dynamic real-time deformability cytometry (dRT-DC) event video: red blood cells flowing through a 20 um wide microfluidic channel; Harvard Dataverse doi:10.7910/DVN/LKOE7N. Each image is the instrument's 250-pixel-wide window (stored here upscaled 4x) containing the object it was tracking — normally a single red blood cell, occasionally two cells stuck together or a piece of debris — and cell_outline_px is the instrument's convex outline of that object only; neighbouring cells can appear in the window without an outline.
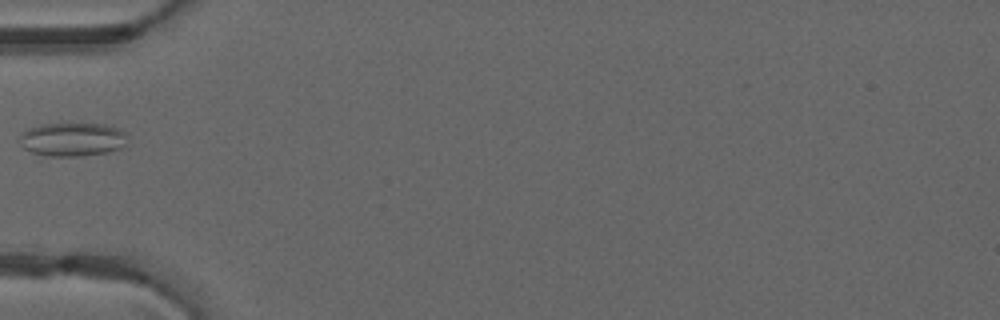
{"species": "common noctule bat (a hibernating species)", "species_latin": "Nyctalus noctula", "temperature_condition": "warm", "stored_images_in_passage": 32, "camera_frame_rate_fps": 3000, "um_per_image_px": 0.085, "animal": {"sex": "male", "forearm_length_mm": 52.5}, "frame": {"image": 1, "passage_image": 1, "time_ms": 0.0, "image_size_px": [1000, 320], "cell_outline_px": [[128, 144], [124, 148], [108, 152], [80, 156], [44, 156], [32, 152], [24, 148], [20, 144], [20, 136], [24, 132], [40, 124], [104, 124], [120, 128], [124, 132]], "centroid_in_image_um": [6.21, 11.86], "position_along_channel_um": 78.8, "area_um2": 21.21}}